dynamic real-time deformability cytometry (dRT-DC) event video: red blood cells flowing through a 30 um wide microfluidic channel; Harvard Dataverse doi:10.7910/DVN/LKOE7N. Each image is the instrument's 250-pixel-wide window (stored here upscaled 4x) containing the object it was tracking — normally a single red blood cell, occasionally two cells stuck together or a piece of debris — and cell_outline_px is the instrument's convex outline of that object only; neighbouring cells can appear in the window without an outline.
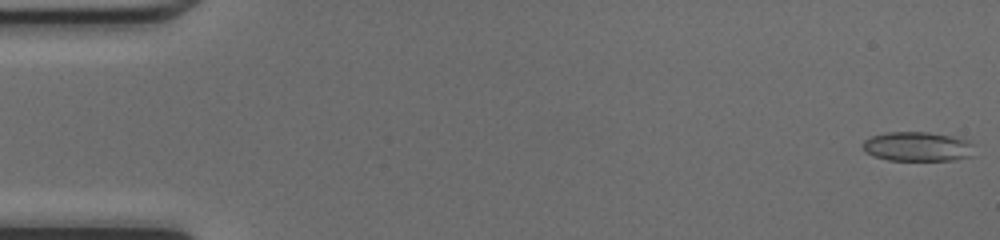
{"species": "common noctule bat (a hibernating species)", "species_latin": "Nyctalus noctula", "temperature_condition": "cold", "stored_images_in_passage": 47, "camera_frame_rate_fps": 3000, "um_per_image_px": 0.085, "animal": {"sex": "female", "body_mass_g": 17.0, "forearm_length_mm": 48.0}, "frame": {"image": 1, "passage_image": 1, "time_ms": 0.0, "image_size_px": [1000, 240], "cell_outline_px": [[972, 156], [952, 160], [888, 160], [872, 156], [864, 148], [864, 140], [872, 136], [888, 132], [928, 132], [952, 136], [968, 140], [972, 144]], "centroid_in_image_um": [78.0, 12.46], "position_along_channel_um": 7.0, "area_um2": 18.96}}
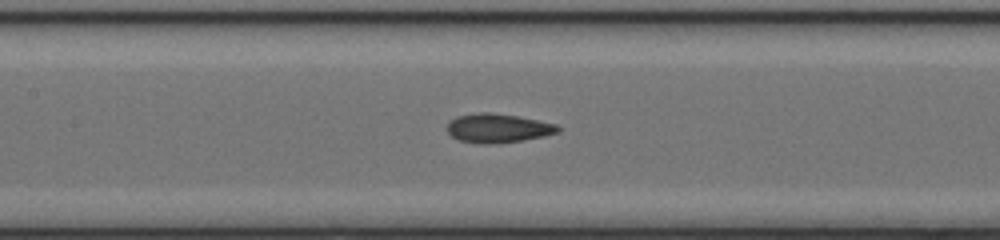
{"frame": {"image": 2, "passage_image": 23, "time_ms": 7.333, "image_size_px": [1000, 240], "cell_outline_px": [[560, 132], [544, 136], [520, 140], [492, 144], [480, 144], [460, 140], [452, 136], [448, 132], [448, 124], [456, 116], [480, 112], [492, 112], [516, 116], [556, 124], [560, 128]], "centroid_in_image_um": [42.32, 10.89], "position_along_channel_um": 165.1, "area_um2": 18.5}}
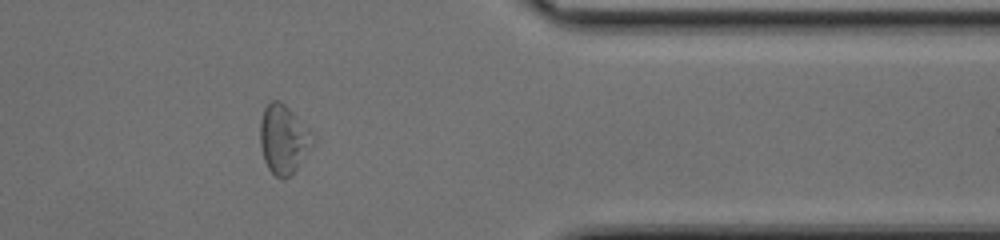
{"frame": {"image": 3, "passage_image": 40, "time_ms": 13.0, "image_size_px": [1000, 240], "cell_outline_px": [[316, 144], [296, 168], [284, 180], [280, 180], [268, 168], [264, 160], [260, 144], [260, 120], [264, 108], [272, 100], [280, 100], [292, 112], [316, 140]], "centroid_in_image_um": [24.09, 11.86], "position_along_channel_um": 387.3, "area_um2": 20.92}}